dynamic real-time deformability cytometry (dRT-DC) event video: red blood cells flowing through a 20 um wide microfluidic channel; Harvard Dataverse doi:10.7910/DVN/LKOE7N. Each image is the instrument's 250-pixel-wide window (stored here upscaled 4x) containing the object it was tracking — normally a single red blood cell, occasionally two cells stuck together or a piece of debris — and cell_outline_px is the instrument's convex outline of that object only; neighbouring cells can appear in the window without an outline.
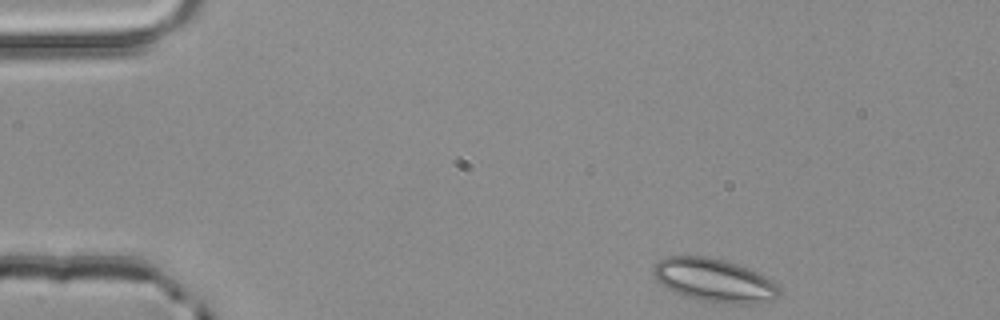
{"species": "common noctule bat (a hibernating species)", "species_latin": "Nyctalus noctula", "temperature_condition": "room temperature", "stored_images_in_passage": 3, "camera_frame_rate_fps": 3000, "um_per_image_px": 0.085, "animal": {"sex": "male", "body_mass_g": 20.4}, "frame": {"image": 1, "passage_image": 1, "time_ms": 0.0, "image_size_px": [1000, 320], "cell_outline_px": [[780, 296], [772, 300], [748, 304], [736, 304], [704, 300], [684, 296], [660, 284], [656, 280], [652, 272], [652, 268], [660, 260], [668, 256], [708, 256], [724, 260], [748, 268], [764, 276], [780, 288]], "centroid_in_image_um": [60.69, 23.82], "position_along_channel_um": 24.3, "area_um2": 31.44}}
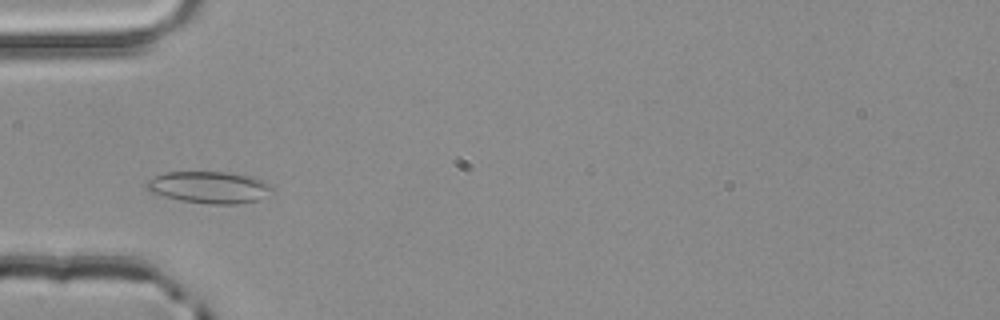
{"frame": {"image": 2, "passage_image": 3, "time_ms": 0.667, "image_size_px": [1000, 320], "cell_outline_px": [[276, 188], [272, 192], [256, 200], [236, 204], [212, 204], [180, 200], [148, 192], [144, 188], [144, 180], [152, 176], [164, 172], [228, 172], [252, 176], [264, 180]], "centroid_in_image_um": [17.73, 15.9], "position_along_channel_um": 67.3, "area_um2": 23.76}}